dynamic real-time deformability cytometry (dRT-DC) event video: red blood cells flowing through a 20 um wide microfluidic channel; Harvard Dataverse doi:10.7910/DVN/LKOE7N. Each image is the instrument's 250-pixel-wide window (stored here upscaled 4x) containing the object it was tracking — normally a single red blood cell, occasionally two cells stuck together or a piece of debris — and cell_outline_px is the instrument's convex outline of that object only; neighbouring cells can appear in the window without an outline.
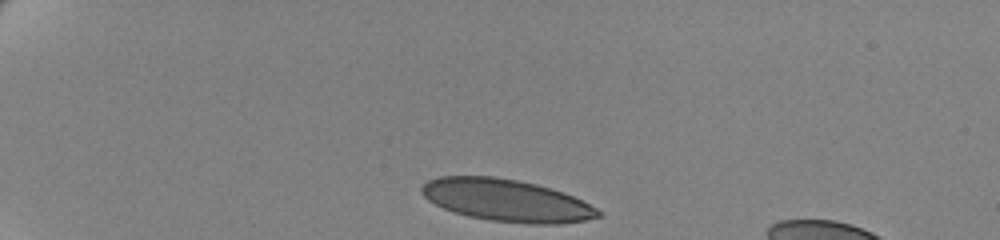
{"species": "human", "species_latin": "Homo sapiens", "temperature_condition": "cold", "stored_images_in_passage": 41, "camera_frame_rate_fps": 3000, "um_per_image_px": 0.085, "donor": {"sex": "female"}, "frame": {"image": 1, "passage_image": 1, "time_ms": 0.0, "image_size_px": [1000, 240], "cell_outline_px": [[600, 216], [584, 220], [560, 224], [528, 224], [488, 220], [468, 216], [452, 212], [428, 200], [420, 192], [420, 188], [428, 180], [440, 176], [492, 176], [516, 180], [536, 184], [564, 192], [596, 208], [600, 212]], "centroid_in_image_um": [43.01, 17.03], "position_along_channel_um": 42.0, "area_um2": 43.23}}
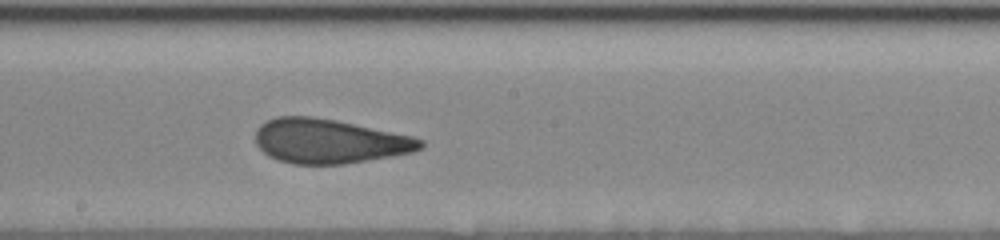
{"frame": {"image": 2, "passage_image": 22, "time_ms": 7.0, "image_size_px": [1000, 240], "cell_outline_px": [[424, 144], [420, 148], [412, 152], [344, 164], [292, 164], [276, 160], [268, 156], [256, 144], [256, 128], [260, 124], [276, 116], [312, 116], [336, 120], [412, 136], [424, 140]], "centroid_in_image_um": [27.94, 12.0], "position_along_channel_um": 220.3, "area_um2": 42.6}}
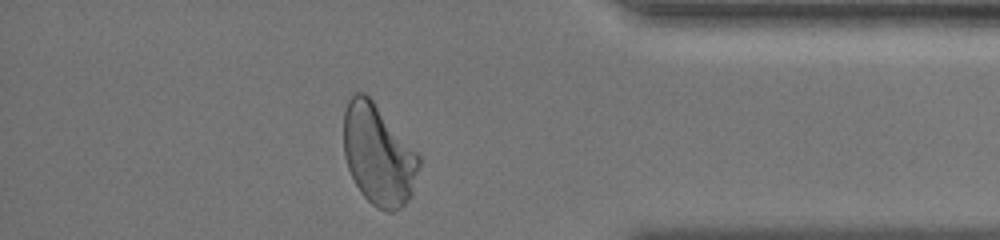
{"frame": {"image": 3, "passage_image": 39, "time_ms": 12.667, "image_size_px": [1000, 240], "cell_outline_px": [[420, 164], [412, 196], [400, 208], [392, 212], [388, 212], [372, 204], [360, 192], [348, 168], [344, 156], [344, 112], [348, 100], [352, 92], [364, 92], [372, 100], [420, 156]], "centroid_in_image_um": [32.15, 13.17], "position_along_channel_um": 403.0, "area_um2": 43.93}, "authors_computed_cell_mechanics": {"area_um2": 43.35, "velocity_mm_per_s": 3.4743, "shape_relaxation_time_tau1_ms": 6.7968, "shape_relaxation_time_tau2_ms": 0.8369, "deformation_change_tau1": 0.1749, "deformation_change_tau2": 0.0775}}